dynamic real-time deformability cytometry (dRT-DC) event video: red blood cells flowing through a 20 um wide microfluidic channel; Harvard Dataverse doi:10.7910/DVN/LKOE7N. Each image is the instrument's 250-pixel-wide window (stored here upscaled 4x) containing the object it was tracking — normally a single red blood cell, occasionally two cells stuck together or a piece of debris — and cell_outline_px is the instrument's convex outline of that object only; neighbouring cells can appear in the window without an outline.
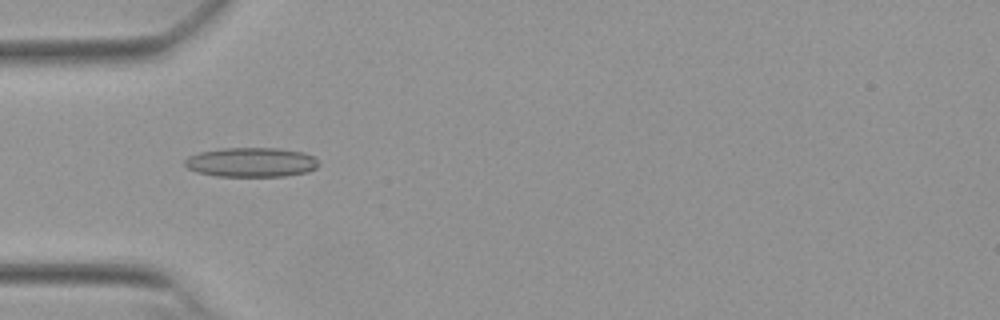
{"species": "Egyptian fruit bat (a non-hibernating species)", "species_latin": "Rousettus aegyptiacus", "temperature_condition": "warm", "stored_images_in_passage": 28, "camera_frame_rate_fps": 3000, "um_per_image_px": 0.085, "animal": {"sex": "female"}, "frame": {"image": 1, "passage_image": 3, "time_ms": 0.667, "image_size_px": [1000, 320], "cell_outline_px": [[320, 164], [316, 168], [308, 172], [284, 176], [216, 176], [196, 172], [188, 168], [184, 164], [184, 160], [188, 156], [200, 152], [224, 148], [276, 148], [304, 152], [312, 156]], "centroid_in_image_um": [21.35, 13.79], "position_along_channel_um": 63.7, "area_um2": 23.0}}
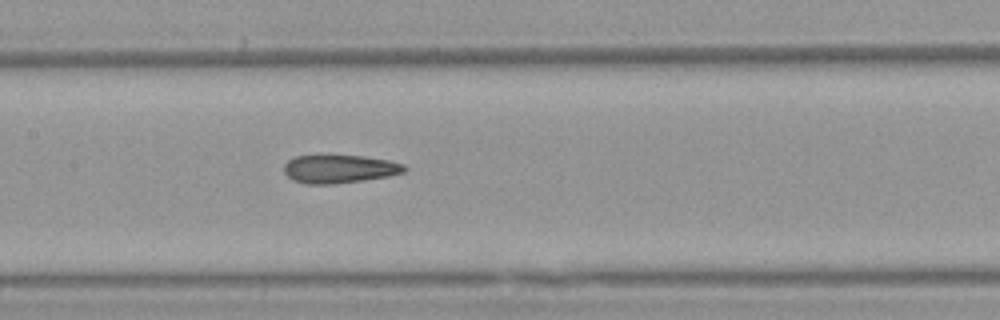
{"frame": {"image": 2, "passage_image": 12, "time_ms": 3.667, "image_size_px": [1000, 320], "cell_outline_px": [[408, 168], [404, 172], [388, 176], [364, 180], [332, 184], [304, 184], [292, 180], [284, 172], [284, 164], [288, 160], [296, 156], [320, 152], [364, 156], [388, 160], [404, 164]], "centroid_in_image_um": [28.8, 14.31], "position_along_channel_um": 178.6, "area_um2": 20.75}}
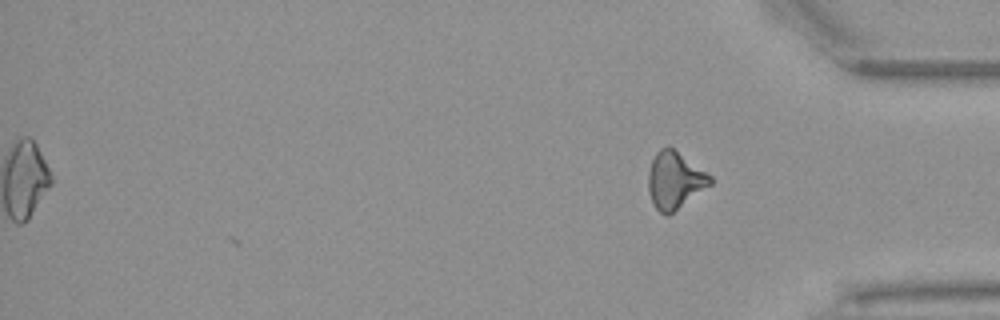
{"frame": {"image": 3, "passage_image": 28, "time_ms": 9.0, "image_size_px": [1000, 320], "cell_outline_px": [[712, 184], [668, 216], [664, 216], [652, 204], [648, 192], [648, 172], [652, 160], [656, 152], [660, 148], [668, 144], [712, 176]], "centroid_in_image_um": [57.33, 15.32], "position_along_channel_um": 377.9, "area_um2": 20.81}, "authors_computed_cell_mechanics": {"area_um2": 20.3167, "velocity_mm_per_s": 3.8624, "shape_relaxation_time_tau1_ms": null, "shape_relaxation_time_tau2_ms": 1.7798, "deformation_change_tau1": null, "deformation_change_tau2": 0.1101}}